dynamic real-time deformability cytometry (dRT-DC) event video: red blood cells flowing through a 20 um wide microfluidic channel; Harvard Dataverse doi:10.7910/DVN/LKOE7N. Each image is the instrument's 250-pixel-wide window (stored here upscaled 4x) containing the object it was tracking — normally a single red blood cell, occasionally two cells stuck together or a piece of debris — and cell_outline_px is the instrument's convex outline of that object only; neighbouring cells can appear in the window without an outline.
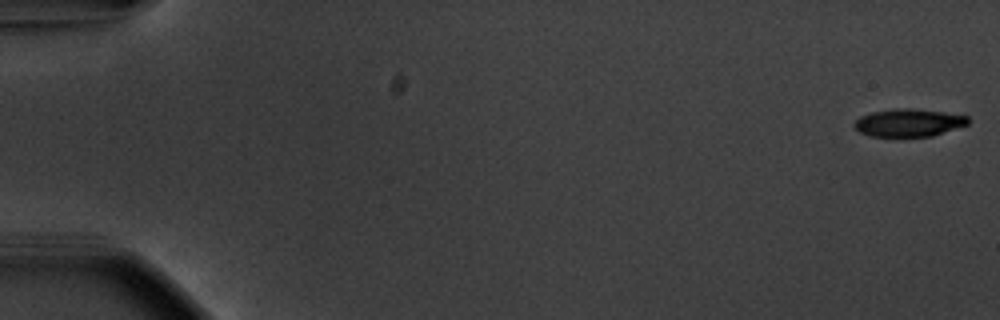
{"species": "common noctule bat (a hibernating species)", "species_latin": "Nyctalus noctula", "temperature_condition": "warm", "stored_images_in_passage": 14, "camera_frame_rate_fps": 3000, "um_per_image_px": 0.085, "animal": {"sex": "male", "body_mass_g": 20.1, "forearm_length_mm": 53.5}, "frame": {"image": 1, "passage_image": 1, "time_ms": 0.0, "image_size_px": [1000, 320], "cell_outline_px": [[968, 124], [932, 136], [868, 136], [860, 132], [852, 124], [860, 116], [872, 112], [892, 108], [912, 108], [944, 112], [968, 116]], "centroid_in_image_um": [77.21, 10.42], "position_along_channel_um": 7.8, "area_um2": 18.32}}